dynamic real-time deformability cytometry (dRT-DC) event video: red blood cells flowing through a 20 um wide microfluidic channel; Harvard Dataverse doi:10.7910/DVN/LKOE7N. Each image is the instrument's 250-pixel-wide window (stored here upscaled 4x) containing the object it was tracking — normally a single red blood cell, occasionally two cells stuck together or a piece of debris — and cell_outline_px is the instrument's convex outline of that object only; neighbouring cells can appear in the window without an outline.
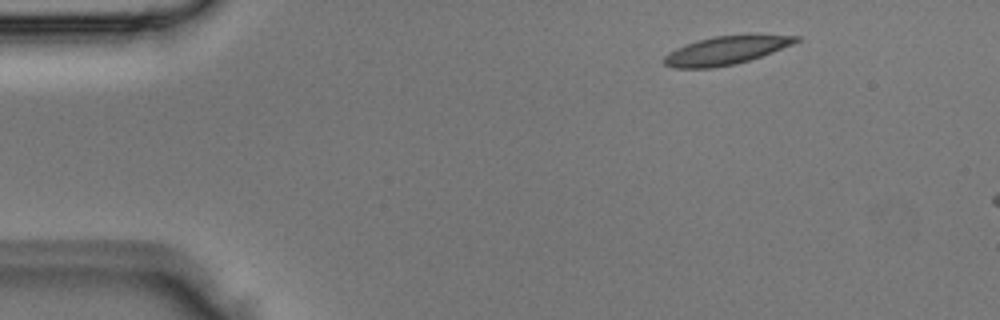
{"species": "Egyptian fruit bat (a non-hibernating species)", "species_latin": "Rousettus aegyptiacus", "temperature_condition": "room temperature", "stored_images_in_passage": 3, "camera_frame_rate_fps": 3000, "um_per_image_px": 0.085, "animal": {"sex": "male"}, "frame": {"image": 1, "passage_image": 1, "time_ms": 0.0, "image_size_px": [1000, 320], "cell_outline_px": [[800, 40], [792, 44], [772, 52], [736, 64], [712, 68], [672, 68], [664, 64], [664, 56], [668, 52], [676, 48], [700, 40], [716, 36], [800, 36]], "centroid_in_image_um": [61.62, 4.32], "position_along_channel_um": 23.4, "area_um2": 21.04}}